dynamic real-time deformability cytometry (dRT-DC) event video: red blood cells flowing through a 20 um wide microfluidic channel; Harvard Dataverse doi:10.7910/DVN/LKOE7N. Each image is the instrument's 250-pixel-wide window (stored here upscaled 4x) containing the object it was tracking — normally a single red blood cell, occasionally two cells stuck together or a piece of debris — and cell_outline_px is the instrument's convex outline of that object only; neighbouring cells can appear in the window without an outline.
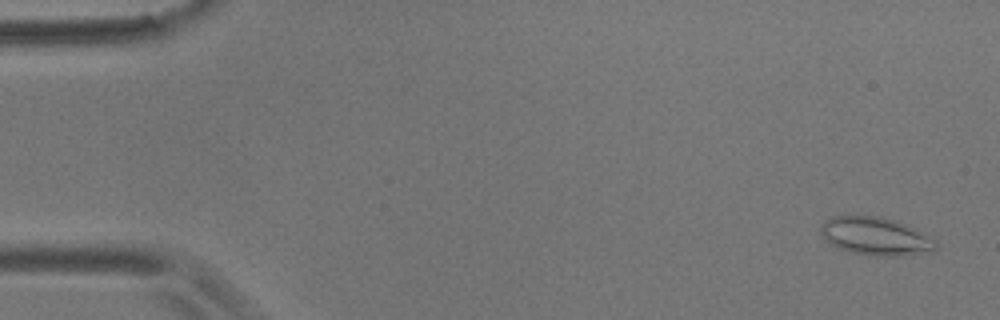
{"species": "common noctule bat (a hibernating species)", "species_latin": "Nyctalus noctula", "temperature_condition": "room temperature", "stored_images_in_passage": 57, "camera_frame_rate_fps": 3000, "um_per_image_px": 0.085, "animal": {"sex": "male", "body_mass_g": 17.9}, "frame": {"image": 1, "passage_image": 3, "time_ms": 0.667, "image_size_px": [1000, 320], "cell_outline_px": [[940, 244], [932, 252], [904, 256], [872, 256], [852, 252], [840, 248], [832, 244], [820, 232], [820, 224], [824, 220], [832, 216], [880, 216], [896, 220], [936, 240]], "centroid_in_image_um": [74.46, 20.09], "position_along_channel_um": 10.5, "area_um2": 25.55}}
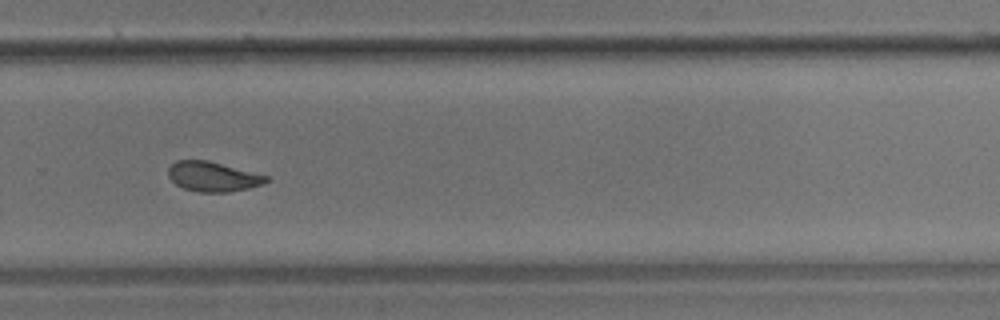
{"frame": {"image": 2, "passage_image": 39, "time_ms": 12.667, "image_size_px": [1000, 320], "cell_outline_px": [[268, 180], [264, 184], [248, 188], [228, 192], [200, 192], [184, 188], [176, 184], [168, 176], [168, 168], [176, 160], [208, 160], [268, 176]], "centroid_in_image_um": [18.08, 15.01], "position_along_channel_um": 311.7, "area_um2": 16.88}}
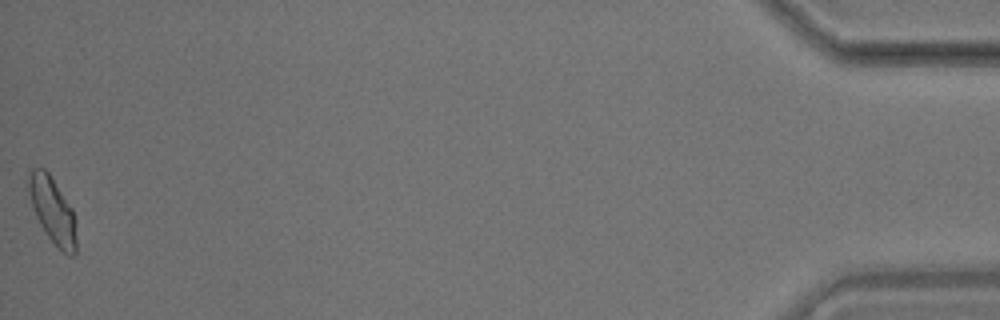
{"frame": {"image": 3, "passage_image": 57, "time_ms": 18.667, "image_size_px": [1000, 320], "cell_outline_px": [[76, 252], [72, 256], [68, 256], [44, 232], [32, 208], [28, 192], [28, 172], [32, 168], [44, 168], [48, 172], [72, 208], [76, 220]], "centroid_in_image_um": [4.46, 17.87], "position_along_channel_um": 430.7, "area_um2": 18.38}, "authors_computed_cell_mechanics": {"area_um2": 18.207, "velocity_mm_per_s": 3.5624, "shape_relaxation_time_tau1_ms": null, "shape_relaxation_time_tau2_ms": 2.3295, "deformation_change_tau1": null, "deformation_change_tau2": 0.0837}}